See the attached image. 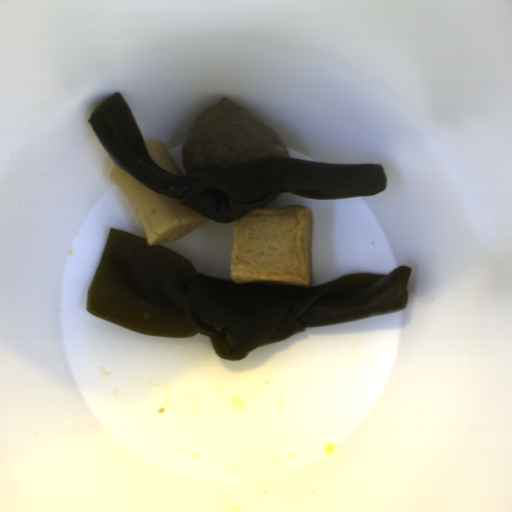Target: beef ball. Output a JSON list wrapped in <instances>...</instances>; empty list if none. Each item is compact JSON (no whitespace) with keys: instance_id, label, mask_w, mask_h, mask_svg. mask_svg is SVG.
<instances>
[{"instance_id":"c3f7d807","label":"beef ball","mask_w":512,"mask_h":512,"mask_svg":"<svg viewBox=\"0 0 512 512\" xmlns=\"http://www.w3.org/2000/svg\"><path fill=\"white\" fill-rule=\"evenodd\" d=\"M289 155L271 126L225 97L194 116L181 151L182 164L190 176Z\"/></svg>"}]
</instances>
